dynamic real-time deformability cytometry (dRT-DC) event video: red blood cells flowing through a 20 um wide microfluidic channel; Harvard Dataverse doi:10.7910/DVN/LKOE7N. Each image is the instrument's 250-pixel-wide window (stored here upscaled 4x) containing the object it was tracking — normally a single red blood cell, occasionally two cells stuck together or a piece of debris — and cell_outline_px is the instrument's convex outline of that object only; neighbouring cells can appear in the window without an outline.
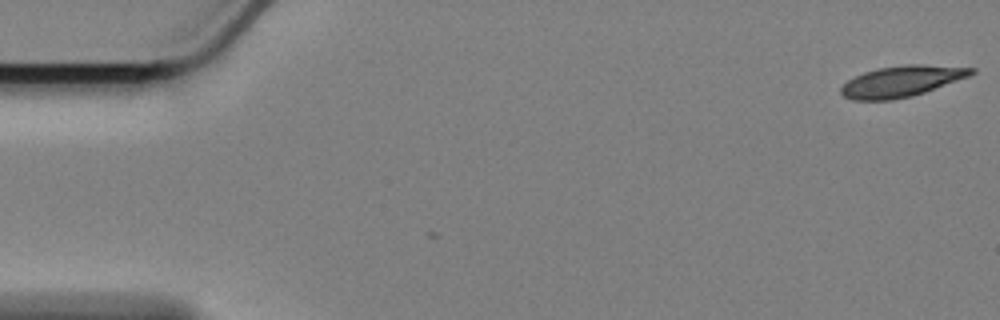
{"species": "Egyptian fruit bat (a non-hibernating species)", "species_latin": "Rousettus aegyptiacus", "temperature_condition": "cold", "stored_images_in_passage": 3, "camera_frame_rate_fps": 3000, "um_per_image_px": 0.085, "animal": {"sex": "female"}, "frame": {"image": 1, "passage_image": 1, "time_ms": 0.0, "image_size_px": [1000, 320], "cell_outline_px": [[976, 72], [968, 76], [924, 92], [912, 96], [892, 100], [852, 100], [844, 96], [840, 92], [840, 88], [848, 80], [864, 72], [880, 68], [904, 64], [920, 64], [976, 68]], "centroid_in_image_um": [76.62, 6.91], "position_along_channel_um": 8.4, "area_um2": 23.29}}